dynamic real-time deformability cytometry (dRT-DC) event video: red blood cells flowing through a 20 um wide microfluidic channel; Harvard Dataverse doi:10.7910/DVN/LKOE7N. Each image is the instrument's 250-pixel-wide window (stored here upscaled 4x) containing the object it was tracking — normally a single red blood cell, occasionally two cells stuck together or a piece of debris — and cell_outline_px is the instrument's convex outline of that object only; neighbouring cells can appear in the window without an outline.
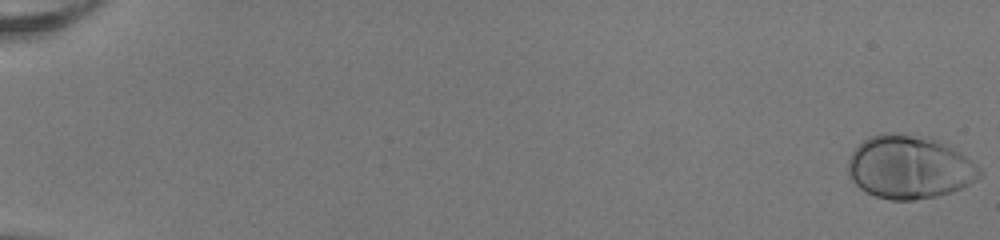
{"species": "human", "species_latin": "Homo sapiens", "temperature_condition": "room temperature", "stored_images_in_passage": 53, "camera_frame_rate_fps": 3000, "um_per_image_px": 0.085, "donor": {"sex": "female"}, "frame": {"image": 1, "passage_image": 1, "time_ms": 0.0, "image_size_px": [1000, 240], "cell_outline_px": [[984, 172], [976, 180], [952, 192], [936, 196], [912, 200], [892, 200], [876, 196], [860, 188], [848, 176], [848, 160], [852, 152], [868, 136], [884, 132], [896, 132], [932, 136], [952, 144], [972, 160]], "centroid_in_image_um": [77.34, 14.16], "position_along_channel_um": 7.7, "area_um2": 49.42}}
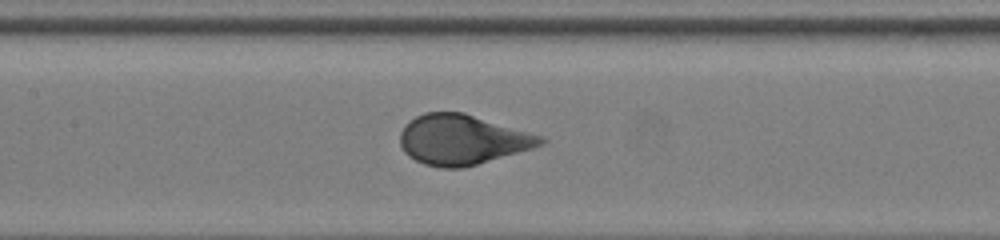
{"frame": {"image": 2, "passage_image": 28, "time_ms": 9.0, "image_size_px": [1000, 240], "cell_outline_px": [[548, 140], [544, 144], [532, 148], [476, 164], [460, 168], [440, 168], [424, 164], [408, 156], [404, 152], [400, 144], [400, 132], [404, 124], [408, 120], [424, 112], [464, 112], [544, 136]], "centroid_in_image_um": [39.27, 11.86], "position_along_channel_um": 168.1, "area_um2": 41.1}}
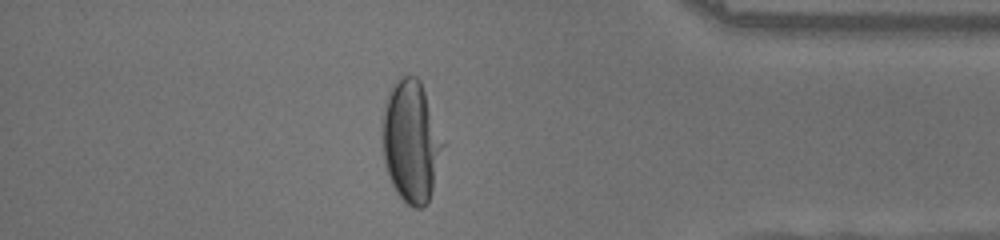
{"frame": {"image": 3, "passage_image": 47, "time_ms": 15.333, "image_size_px": [1000, 240], "cell_outline_px": [[448, 144], [428, 200], [420, 208], [412, 208], [396, 192], [388, 176], [384, 164], [380, 136], [380, 120], [384, 100], [392, 84], [404, 76], [416, 76], [420, 80]], "centroid_in_image_um": [34.95, 11.98], "position_along_channel_um": 400.3, "area_um2": 44.74}, "authors_computed_cell_mechanics": {"area_um2": 42.3096, "velocity_mm_per_s": 4.0154, "shape_relaxation_time_tau1_ms": 2.8453, "shape_relaxation_time_tau2_ms": null, "deformation_change_tau1": 0.2002, "deformation_change_tau2": null}}